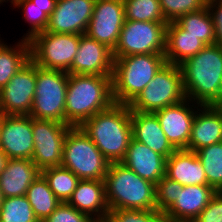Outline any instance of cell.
<instances>
[{
	"mask_svg": "<svg viewBox=\"0 0 222 222\" xmlns=\"http://www.w3.org/2000/svg\"><path fill=\"white\" fill-rule=\"evenodd\" d=\"M186 98L211 106L222 96V46L206 45L180 64ZM196 100V101H195Z\"/></svg>",
	"mask_w": 222,
	"mask_h": 222,
	"instance_id": "1",
	"label": "cell"
},
{
	"mask_svg": "<svg viewBox=\"0 0 222 222\" xmlns=\"http://www.w3.org/2000/svg\"><path fill=\"white\" fill-rule=\"evenodd\" d=\"M80 127L110 163L123 160L132 138L131 111L128 105L114 103L86 120Z\"/></svg>",
	"mask_w": 222,
	"mask_h": 222,
	"instance_id": "2",
	"label": "cell"
},
{
	"mask_svg": "<svg viewBox=\"0 0 222 222\" xmlns=\"http://www.w3.org/2000/svg\"><path fill=\"white\" fill-rule=\"evenodd\" d=\"M114 103L112 76L69 74L65 103L67 125L80 127Z\"/></svg>",
	"mask_w": 222,
	"mask_h": 222,
	"instance_id": "3",
	"label": "cell"
},
{
	"mask_svg": "<svg viewBox=\"0 0 222 222\" xmlns=\"http://www.w3.org/2000/svg\"><path fill=\"white\" fill-rule=\"evenodd\" d=\"M104 181L109 210L157 209L156 185L141 178L121 162L110 163Z\"/></svg>",
	"mask_w": 222,
	"mask_h": 222,
	"instance_id": "4",
	"label": "cell"
},
{
	"mask_svg": "<svg viewBox=\"0 0 222 222\" xmlns=\"http://www.w3.org/2000/svg\"><path fill=\"white\" fill-rule=\"evenodd\" d=\"M112 96L129 105L165 65L164 54H135L113 58Z\"/></svg>",
	"mask_w": 222,
	"mask_h": 222,
	"instance_id": "5",
	"label": "cell"
},
{
	"mask_svg": "<svg viewBox=\"0 0 222 222\" xmlns=\"http://www.w3.org/2000/svg\"><path fill=\"white\" fill-rule=\"evenodd\" d=\"M110 162L81 129L71 127L64 139L61 166L80 180H105Z\"/></svg>",
	"mask_w": 222,
	"mask_h": 222,
	"instance_id": "6",
	"label": "cell"
},
{
	"mask_svg": "<svg viewBox=\"0 0 222 222\" xmlns=\"http://www.w3.org/2000/svg\"><path fill=\"white\" fill-rule=\"evenodd\" d=\"M184 99L186 95L181 67L166 62L128 106L130 111L154 113Z\"/></svg>",
	"mask_w": 222,
	"mask_h": 222,
	"instance_id": "7",
	"label": "cell"
},
{
	"mask_svg": "<svg viewBox=\"0 0 222 222\" xmlns=\"http://www.w3.org/2000/svg\"><path fill=\"white\" fill-rule=\"evenodd\" d=\"M69 74L37 66L33 106L29 116L66 124L65 103Z\"/></svg>",
	"mask_w": 222,
	"mask_h": 222,
	"instance_id": "8",
	"label": "cell"
},
{
	"mask_svg": "<svg viewBox=\"0 0 222 222\" xmlns=\"http://www.w3.org/2000/svg\"><path fill=\"white\" fill-rule=\"evenodd\" d=\"M29 42L30 58L37 66L70 74L80 35L44 31L36 34Z\"/></svg>",
	"mask_w": 222,
	"mask_h": 222,
	"instance_id": "9",
	"label": "cell"
},
{
	"mask_svg": "<svg viewBox=\"0 0 222 222\" xmlns=\"http://www.w3.org/2000/svg\"><path fill=\"white\" fill-rule=\"evenodd\" d=\"M163 22L125 20L113 58L135 54H164L166 27Z\"/></svg>",
	"mask_w": 222,
	"mask_h": 222,
	"instance_id": "10",
	"label": "cell"
},
{
	"mask_svg": "<svg viewBox=\"0 0 222 222\" xmlns=\"http://www.w3.org/2000/svg\"><path fill=\"white\" fill-rule=\"evenodd\" d=\"M72 126L53 120L32 118L33 163L40 169L61 166L64 139Z\"/></svg>",
	"mask_w": 222,
	"mask_h": 222,
	"instance_id": "11",
	"label": "cell"
},
{
	"mask_svg": "<svg viewBox=\"0 0 222 222\" xmlns=\"http://www.w3.org/2000/svg\"><path fill=\"white\" fill-rule=\"evenodd\" d=\"M37 65L30 59L0 90L2 115H29L33 106Z\"/></svg>",
	"mask_w": 222,
	"mask_h": 222,
	"instance_id": "12",
	"label": "cell"
},
{
	"mask_svg": "<svg viewBox=\"0 0 222 222\" xmlns=\"http://www.w3.org/2000/svg\"><path fill=\"white\" fill-rule=\"evenodd\" d=\"M124 22L123 0H96L85 34L91 39L105 44L113 51L118 43Z\"/></svg>",
	"mask_w": 222,
	"mask_h": 222,
	"instance_id": "13",
	"label": "cell"
},
{
	"mask_svg": "<svg viewBox=\"0 0 222 222\" xmlns=\"http://www.w3.org/2000/svg\"><path fill=\"white\" fill-rule=\"evenodd\" d=\"M96 0H57L49 16L47 32L62 34L86 33Z\"/></svg>",
	"mask_w": 222,
	"mask_h": 222,
	"instance_id": "14",
	"label": "cell"
},
{
	"mask_svg": "<svg viewBox=\"0 0 222 222\" xmlns=\"http://www.w3.org/2000/svg\"><path fill=\"white\" fill-rule=\"evenodd\" d=\"M1 150L8 159H32L34 140L31 116L2 115Z\"/></svg>",
	"mask_w": 222,
	"mask_h": 222,
	"instance_id": "15",
	"label": "cell"
},
{
	"mask_svg": "<svg viewBox=\"0 0 222 222\" xmlns=\"http://www.w3.org/2000/svg\"><path fill=\"white\" fill-rule=\"evenodd\" d=\"M113 60L111 49L83 34L80 35L70 74L112 76Z\"/></svg>",
	"mask_w": 222,
	"mask_h": 222,
	"instance_id": "16",
	"label": "cell"
},
{
	"mask_svg": "<svg viewBox=\"0 0 222 222\" xmlns=\"http://www.w3.org/2000/svg\"><path fill=\"white\" fill-rule=\"evenodd\" d=\"M188 102L191 101L186 98L177 104L154 112L167 139L176 150L188 147L196 114L195 109L191 108Z\"/></svg>",
	"mask_w": 222,
	"mask_h": 222,
	"instance_id": "17",
	"label": "cell"
},
{
	"mask_svg": "<svg viewBox=\"0 0 222 222\" xmlns=\"http://www.w3.org/2000/svg\"><path fill=\"white\" fill-rule=\"evenodd\" d=\"M121 163L155 185L165 176L166 158L133 138Z\"/></svg>",
	"mask_w": 222,
	"mask_h": 222,
	"instance_id": "18",
	"label": "cell"
},
{
	"mask_svg": "<svg viewBox=\"0 0 222 222\" xmlns=\"http://www.w3.org/2000/svg\"><path fill=\"white\" fill-rule=\"evenodd\" d=\"M67 203L96 222H104L109 212L105 181L81 179Z\"/></svg>",
	"mask_w": 222,
	"mask_h": 222,
	"instance_id": "19",
	"label": "cell"
},
{
	"mask_svg": "<svg viewBox=\"0 0 222 222\" xmlns=\"http://www.w3.org/2000/svg\"><path fill=\"white\" fill-rule=\"evenodd\" d=\"M194 108L199 112L196 111L194 116L186 149L195 152L203 147L222 142V113L214 105L198 104Z\"/></svg>",
	"mask_w": 222,
	"mask_h": 222,
	"instance_id": "20",
	"label": "cell"
},
{
	"mask_svg": "<svg viewBox=\"0 0 222 222\" xmlns=\"http://www.w3.org/2000/svg\"><path fill=\"white\" fill-rule=\"evenodd\" d=\"M132 138L166 159L176 150L167 139L154 113L131 111Z\"/></svg>",
	"mask_w": 222,
	"mask_h": 222,
	"instance_id": "21",
	"label": "cell"
},
{
	"mask_svg": "<svg viewBox=\"0 0 222 222\" xmlns=\"http://www.w3.org/2000/svg\"><path fill=\"white\" fill-rule=\"evenodd\" d=\"M216 193L209 185L183 186L179 188L175 202L162 215L168 218L195 219Z\"/></svg>",
	"mask_w": 222,
	"mask_h": 222,
	"instance_id": "22",
	"label": "cell"
},
{
	"mask_svg": "<svg viewBox=\"0 0 222 222\" xmlns=\"http://www.w3.org/2000/svg\"><path fill=\"white\" fill-rule=\"evenodd\" d=\"M165 176L183 186L208 185L203 165L194 151L175 150L166 159Z\"/></svg>",
	"mask_w": 222,
	"mask_h": 222,
	"instance_id": "23",
	"label": "cell"
},
{
	"mask_svg": "<svg viewBox=\"0 0 222 222\" xmlns=\"http://www.w3.org/2000/svg\"><path fill=\"white\" fill-rule=\"evenodd\" d=\"M41 170L31 159H8L0 173V188L4 198L26 195Z\"/></svg>",
	"mask_w": 222,
	"mask_h": 222,
	"instance_id": "24",
	"label": "cell"
},
{
	"mask_svg": "<svg viewBox=\"0 0 222 222\" xmlns=\"http://www.w3.org/2000/svg\"><path fill=\"white\" fill-rule=\"evenodd\" d=\"M205 46L196 36L188 34L175 21L168 22L164 53L167 63L180 65L187 58L196 55Z\"/></svg>",
	"mask_w": 222,
	"mask_h": 222,
	"instance_id": "25",
	"label": "cell"
},
{
	"mask_svg": "<svg viewBox=\"0 0 222 222\" xmlns=\"http://www.w3.org/2000/svg\"><path fill=\"white\" fill-rule=\"evenodd\" d=\"M30 59L29 40L22 38L16 47L0 45V90Z\"/></svg>",
	"mask_w": 222,
	"mask_h": 222,
	"instance_id": "26",
	"label": "cell"
},
{
	"mask_svg": "<svg viewBox=\"0 0 222 222\" xmlns=\"http://www.w3.org/2000/svg\"><path fill=\"white\" fill-rule=\"evenodd\" d=\"M26 197L39 222H43L59 206L61 201L49 188L47 180L40 174L29 186Z\"/></svg>",
	"mask_w": 222,
	"mask_h": 222,
	"instance_id": "27",
	"label": "cell"
},
{
	"mask_svg": "<svg viewBox=\"0 0 222 222\" xmlns=\"http://www.w3.org/2000/svg\"><path fill=\"white\" fill-rule=\"evenodd\" d=\"M57 0H15L14 6L21 7L24 18L32 26L23 37L25 40L32 39L36 34L46 31L49 16L55 9Z\"/></svg>",
	"mask_w": 222,
	"mask_h": 222,
	"instance_id": "28",
	"label": "cell"
},
{
	"mask_svg": "<svg viewBox=\"0 0 222 222\" xmlns=\"http://www.w3.org/2000/svg\"><path fill=\"white\" fill-rule=\"evenodd\" d=\"M175 22L205 45L215 44L213 19L207 6L201 10L182 15Z\"/></svg>",
	"mask_w": 222,
	"mask_h": 222,
	"instance_id": "29",
	"label": "cell"
},
{
	"mask_svg": "<svg viewBox=\"0 0 222 222\" xmlns=\"http://www.w3.org/2000/svg\"><path fill=\"white\" fill-rule=\"evenodd\" d=\"M49 188L61 202H68L80 179L62 166L47 167L41 170Z\"/></svg>",
	"mask_w": 222,
	"mask_h": 222,
	"instance_id": "30",
	"label": "cell"
},
{
	"mask_svg": "<svg viewBox=\"0 0 222 222\" xmlns=\"http://www.w3.org/2000/svg\"><path fill=\"white\" fill-rule=\"evenodd\" d=\"M203 165L209 186L222 191V142L195 151Z\"/></svg>",
	"mask_w": 222,
	"mask_h": 222,
	"instance_id": "31",
	"label": "cell"
},
{
	"mask_svg": "<svg viewBox=\"0 0 222 222\" xmlns=\"http://www.w3.org/2000/svg\"><path fill=\"white\" fill-rule=\"evenodd\" d=\"M123 1L125 7V20L168 23L162 14L159 0Z\"/></svg>",
	"mask_w": 222,
	"mask_h": 222,
	"instance_id": "32",
	"label": "cell"
},
{
	"mask_svg": "<svg viewBox=\"0 0 222 222\" xmlns=\"http://www.w3.org/2000/svg\"><path fill=\"white\" fill-rule=\"evenodd\" d=\"M0 222H39L26 195L4 198Z\"/></svg>",
	"mask_w": 222,
	"mask_h": 222,
	"instance_id": "33",
	"label": "cell"
},
{
	"mask_svg": "<svg viewBox=\"0 0 222 222\" xmlns=\"http://www.w3.org/2000/svg\"><path fill=\"white\" fill-rule=\"evenodd\" d=\"M162 14L167 22L176 21L182 15L207 6V0H159Z\"/></svg>",
	"mask_w": 222,
	"mask_h": 222,
	"instance_id": "34",
	"label": "cell"
},
{
	"mask_svg": "<svg viewBox=\"0 0 222 222\" xmlns=\"http://www.w3.org/2000/svg\"><path fill=\"white\" fill-rule=\"evenodd\" d=\"M104 222H163V215L157 209H115L109 210Z\"/></svg>",
	"mask_w": 222,
	"mask_h": 222,
	"instance_id": "35",
	"label": "cell"
},
{
	"mask_svg": "<svg viewBox=\"0 0 222 222\" xmlns=\"http://www.w3.org/2000/svg\"><path fill=\"white\" fill-rule=\"evenodd\" d=\"M179 188H183L179 182L163 176L156 184V207L163 214L177 199Z\"/></svg>",
	"mask_w": 222,
	"mask_h": 222,
	"instance_id": "36",
	"label": "cell"
},
{
	"mask_svg": "<svg viewBox=\"0 0 222 222\" xmlns=\"http://www.w3.org/2000/svg\"><path fill=\"white\" fill-rule=\"evenodd\" d=\"M43 222H96L90 216L78 211L67 202L59 206Z\"/></svg>",
	"mask_w": 222,
	"mask_h": 222,
	"instance_id": "37",
	"label": "cell"
},
{
	"mask_svg": "<svg viewBox=\"0 0 222 222\" xmlns=\"http://www.w3.org/2000/svg\"><path fill=\"white\" fill-rule=\"evenodd\" d=\"M195 220L197 222H222V191L214 195Z\"/></svg>",
	"mask_w": 222,
	"mask_h": 222,
	"instance_id": "38",
	"label": "cell"
},
{
	"mask_svg": "<svg viewBox=\"0 0 222 222\" xmlns=\"http://www.w3.org/2000/svg\"><path fill=\"white\" fill-rule=\"evenodd\" d=\"M207 7L213 19L215 44L222 46V0H207Z\"/></svg>",
	"mask_w": 222,
	"mask_h": 222,
	"instance_id": "39",
	"label": "cell"
},
{
	"mask_svg": "<svg viewBox=\"0 0 222 222\" xmlns=\"http://www.w3.org/2000/svg\"><path fill=\"white\" fill-rule=\"evenodd\" d=\"M8 158L5 153L0 149V173L5 169Z\"/></svg>",
	"mask_w": 222,
	"mask_h": 222,
	"instance_id": "40",
	"label": "cell"
},
{
	"mask_svg": "<svg viewBox=\"0 0 222 222\" xmlns=\"http://www.w3.org/2000/svg\"><path fill=\"white\" fill-rule=\"evenodd\" d=\"M163 222H197V221L195 219H177V218L163 217Z\"/></svg>",
	"mask_w": 222,
	"mask_h": 222,
	"instance_id": "41",
	"label": "cell"
},
{
	"mask_svg": "<svg viewBox=\"0 0 222 222\" xmlns=\"http://www.w3.org/2000/svg\"><path fill=\"white\" fill-rule=\"evenodd\" d=\"M214 106L222 113V96L220 99L214 104Z\"/></svg>",
	"mask_w": 222,
	"mask_h": 222,
	"instance_id": "42",
	"label": "cell"
},
{
	"mask_svg": "<svg viewBox=\"0 0 222 222\" xmlns=\"http://www.w3.org/2000/svg\"><path fill=\"white\" fill-rule=\"evenodd\" d=\"M1 132H2V114L0 113V149H1Z\"/></svg>",
	"mask_w": 222,
	"mask_h": 222,
	"instance_id": "43",
	"label": "cell"
},
{
	"mask_svg": "<svg viewBox=\"0 0 222 222\" xmlns=\"http://www.w3.org/2000/svg\"><path fill=\"white\" fill-rule=\"evenodd\" d=\"M3 194H2V191H1V188H0V209H1V206H2V202H3Z\"/></svg>",
	"mask_w": 222,
	"mask_h": 222,
	"instance_id": "44",
	"label": "cell"
},
{
	"mask_svg": "<svg viewBox=\"0 0 222 222\" xmlns=\"http://www.w3.org/2000/svg\"><path fill=\"white\" fill-rule=\"evenodd\" d=\"M2 1L5 2V0H0V4L2 3ZM8 1V0H7ZM15 0H11L10 2L13 4Z\"/></svg>",
	"mask_w": 222,
	"mask_h": 222,
	"instance_id": "45",
	"label": "cell"
}]
</instances>
